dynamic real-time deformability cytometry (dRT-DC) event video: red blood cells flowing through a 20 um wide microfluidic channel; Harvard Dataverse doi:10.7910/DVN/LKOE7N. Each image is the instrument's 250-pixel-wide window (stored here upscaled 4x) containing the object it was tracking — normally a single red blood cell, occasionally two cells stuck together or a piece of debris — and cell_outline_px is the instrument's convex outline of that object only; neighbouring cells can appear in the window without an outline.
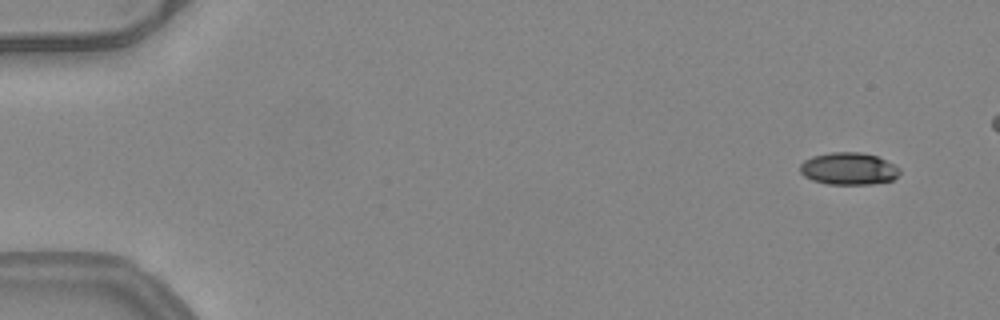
{"species": "common noctule bat (a hibernating species)", "species_latin": "Nyctalus noctula", "temperature_condition": "warm", "stored_images_in_passage": 17, "camera_frame_rate_fps": 3000, "um_per_image_px": 0.085, "animal": {"sex": "female", "body_mass_g": 24.6, "forearm_length_mm": 56.2}, "frame": {"image": 1, "passage_image": 1, "time_ms": 0.0, "image_size_px": [1000, 320], "cell_outline_px": [[900, 172], [892, 180], [872, 184], [828, 184], [812, 180], [804, 176], [800, 172], [800, 164], [804, 160], [812, 156], [828, 152], [860, 152], [876, 156], [900, 168]], "centroid_in_image_um": [72.09, 14.33], "position_along_channel_um": 12.9, "area_um2": 18.67}}